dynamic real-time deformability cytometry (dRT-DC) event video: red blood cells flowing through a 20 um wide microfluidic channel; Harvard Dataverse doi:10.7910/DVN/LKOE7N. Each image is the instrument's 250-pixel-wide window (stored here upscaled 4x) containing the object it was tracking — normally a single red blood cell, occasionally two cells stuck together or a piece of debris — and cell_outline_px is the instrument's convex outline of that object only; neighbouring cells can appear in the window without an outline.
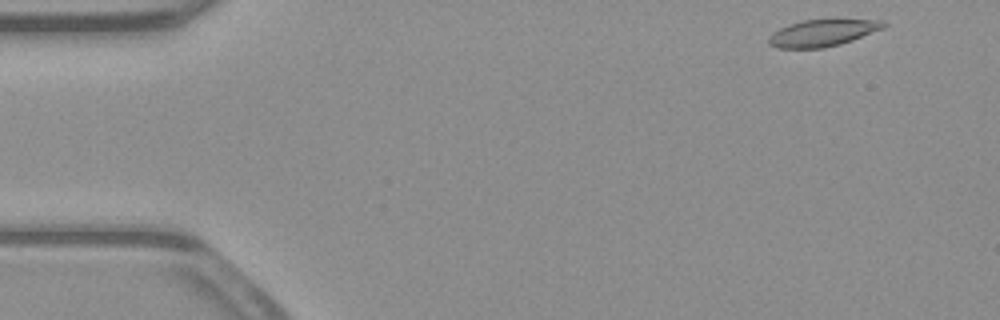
{"species": "common noctule bat (a hibernating species)", "species_latin": "Nyctalus noctula", "temperature_condition": "warm", "stored_images_in_passage": 49, "camera_frame_rate_fps": 3000, "um_per_image_px": 0.085, "animal": {"sex": "male", "body_mass_g": 23.1, "forearm_length_mm": 52.7}, "frame": {"image": 1, "passage_image": 1, "time_ms": 0.0, "image_size_px": [1000, 320], "cell_outline_px": [[888, 24], [884, 28], [852, 40], [840, 44], [824, 48], [776, 48], [768, 44], [768, 36], [772, 32], [788, 24], [804, 20], [884, 20]], "centroid_in_image_um": [69.88, 2.81], "position_along_channel_um": 15.1, "area_um2": 17.92}}
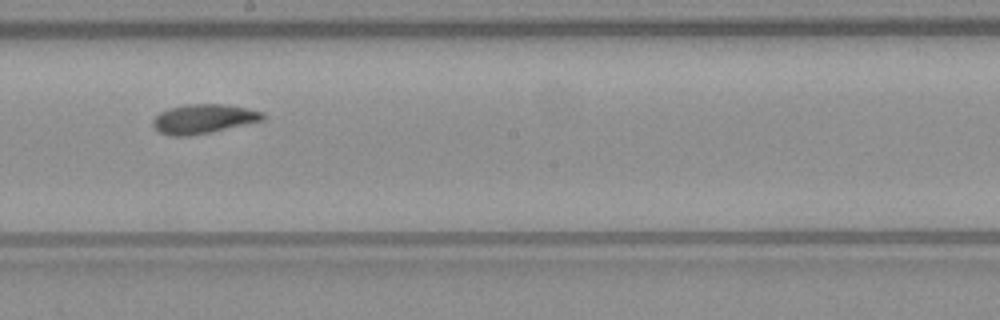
{"frame": {"image": 2, "passage_image": 26, "time_ms": 8.333, "image_size_px": [1000, 320], "cell_outline_px": [[264, 120], [208, 132], [188, 136], [168, 136], [160, 132], [152, 124], [152, 120], [160, 112], [168, 108], [188, 104], [224, 104], [264, 112]], "centroid_in_image_um": [17.26, 10.1], "position_along_channel_um": 230.9, "area_um2": 18.5}}
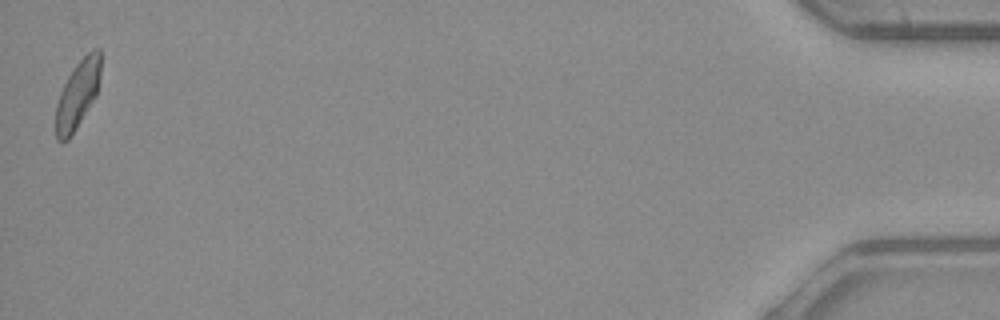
{"frame": {"image": 3, "passage_image": 49, "time_ms": 16.0, "image_size_px": [1000, 320], "cell_outline_px": [[100, 76], [96, 96], [76, 128], [68, 140], [56, 140], [56, 104], [60, 92], [68, 76], [76, 64], [92, 48], [100, 48]], "centroid_in_image_um": [6.6, 8.0], "position_along_channel_um": 428.6, "area_um2": 17.57}, "authors_computed_cell_mechanics": {"area_um2": 18.207, "velocity_mm_per_s": 3.9195, "shape_relaxation_time_tau1_ms": null, "shape_relaxation_time_tau2_ms": 4.4527, "deformation_change_tau1": null, "deformation_change_tau2": 0.1144}}